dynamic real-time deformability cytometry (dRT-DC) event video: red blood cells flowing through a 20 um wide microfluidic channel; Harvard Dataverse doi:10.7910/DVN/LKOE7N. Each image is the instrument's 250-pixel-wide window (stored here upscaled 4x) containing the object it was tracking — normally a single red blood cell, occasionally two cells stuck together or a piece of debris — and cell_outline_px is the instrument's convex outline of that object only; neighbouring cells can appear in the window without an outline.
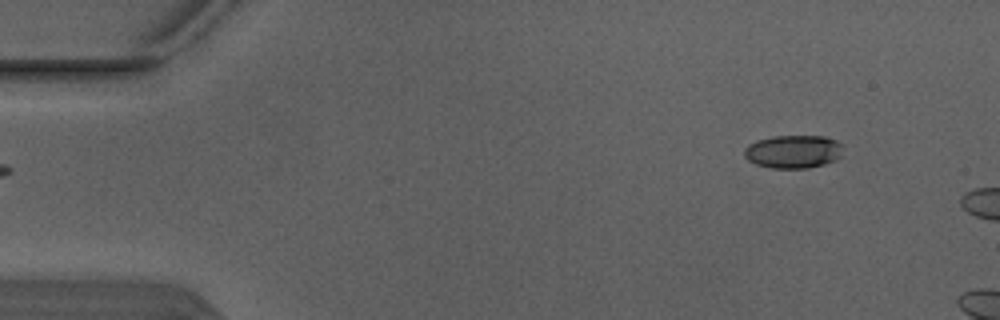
{"species": "Egyptian fruit bat (a non-hibernating species)", "species_latin": "Rousettus aegyptiacus", "temperature_condition": "warm", "stored_images_in_passage": 2, "camera_frame_rate_fps": 3000, "um_per_image_px": 0.085, "animal": {"sex": "male"}, "frame": {"image": 1, "passage_image": 1, "time_ms": 0.0, "image_size_px": [1000, 320], "cell_outline_px": [[844, 144], [840, 156], [836, 160], [824, 164], [808, 168], [772, 168], [756, 164], [748, 160], [744, 156], [744, 148], [748, 144], [756, 140], [772, 136], [824, 136], [836, 140]], "centroid_in_image_um": [67.43, 12.88], "position_along_channel_um": 17.6, "area_um2": 19.31}}